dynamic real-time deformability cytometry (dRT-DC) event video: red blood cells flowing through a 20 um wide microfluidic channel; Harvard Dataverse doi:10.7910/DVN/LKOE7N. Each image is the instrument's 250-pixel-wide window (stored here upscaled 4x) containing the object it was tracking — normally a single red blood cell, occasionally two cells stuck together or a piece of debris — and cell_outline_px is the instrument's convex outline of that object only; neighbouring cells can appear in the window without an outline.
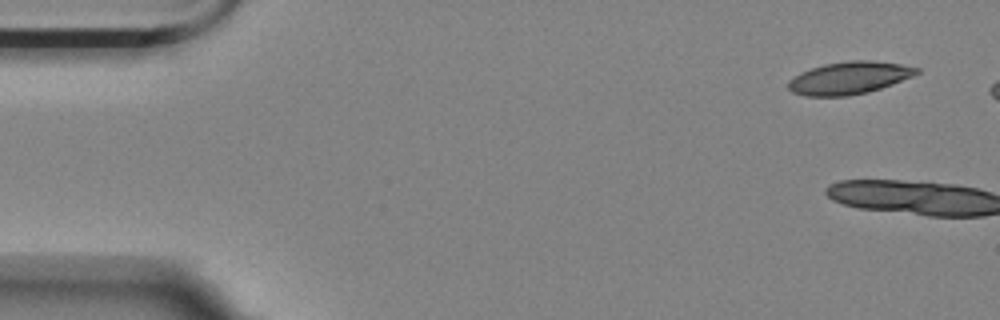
{"species": "Egyptian fruit bat (a non-hibernating species)", "species_latin": "Rousettus aegyptiacus", "temperature_condition": "room temperature", "stored_images_in_passage": 13, "camera_frame_rate_fps": 3000, "um_per_image_px": 0.085, "animal": {"sex": "female"}, "frame": {"image": 1, "passage_image": 1, "time_ms": 0.0, "image_size_px": [1000, 320], "cell_outline_px": [[920, 72], [912, 76], [892, 84], [868, 92], [848, 96], [808, 96], [792, 92], [788, 88], [788, 80], [800, 72], [824, 64], [848, 60], [872, 60], [900, 64], [920, 68]], "centroid_in_image_um": [72.17, 6.62], "position_along_channel_um": 12.8, "area_um2": 24.28}}